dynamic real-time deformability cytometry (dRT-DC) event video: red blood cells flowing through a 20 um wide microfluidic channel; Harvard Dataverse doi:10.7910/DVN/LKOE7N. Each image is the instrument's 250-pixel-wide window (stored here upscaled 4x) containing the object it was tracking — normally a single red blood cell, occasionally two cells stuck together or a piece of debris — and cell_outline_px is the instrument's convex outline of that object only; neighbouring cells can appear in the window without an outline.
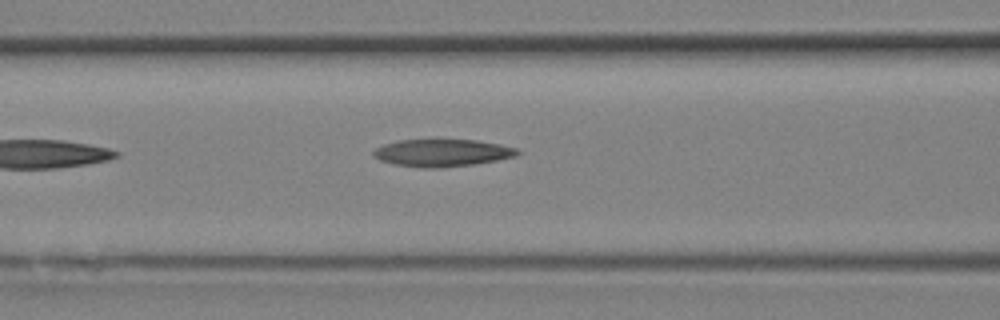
{"species": "Egyptian fruit bat (a non-hibernating species)", "species_latin": "Rousettus aegyptiacus", "temperature_condition": "room temperature", "stored_images_in_passage": 6, "camera_frame_rate_fps": 3000, "um_per_image_px": 0.085, "animal": {"sex": "female"}, "frame": {"image": 1, "passage_image": 6, "time_ms": 1.667, "image_size_px": [1000, 320], "cell_outline_px": [[520, 152], [516, 156], [496, 160], [472, 164], [432, 168], [428, 168], [396, 164], [380, 160], [372, 156], [372, 152], [376, 148], [384, 144], [400, 140], [476, 140], [500, 144], [516, 148]], "centroid_in_image_um": [37.57, 12.98], "position_along_channel_um": 129.0, "area_um2": 22.54}}